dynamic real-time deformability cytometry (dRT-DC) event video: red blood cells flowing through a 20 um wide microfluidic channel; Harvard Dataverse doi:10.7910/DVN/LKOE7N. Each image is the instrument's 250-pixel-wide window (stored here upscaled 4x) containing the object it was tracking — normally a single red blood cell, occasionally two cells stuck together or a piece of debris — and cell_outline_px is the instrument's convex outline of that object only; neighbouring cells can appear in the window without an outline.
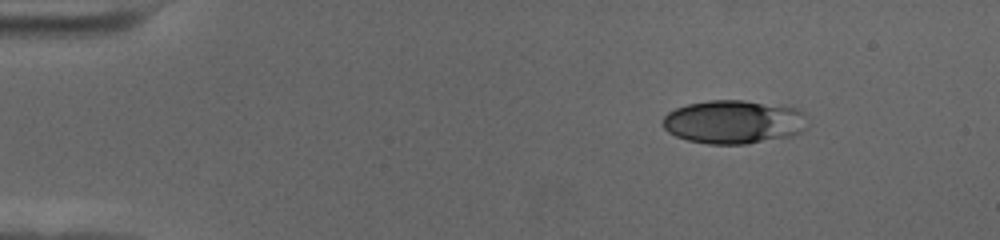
{"species": "human", "species_latin": "Homo sapiens", "temperature_condition": "cold", "stored_images_in_passage": 51, "camera_frame_rate_fps": 3000, "um_per_image_px": 0.085, "donor": {"sex": "female"}, "frame": {"image": 1, "passage_image": 1, "time_ms": 0.0, "image_size_px": [1000, 240], "cell_outline_px": [[800, 112], [796, 132], [780, 136], [744, 144], [712, 144], [688, 140], [676, 136], [668, 132], [664, 128], [664, 116], [668, 112], [676, 108], [688, 104], [712, 100], [740, 100], [792, 108]], "centroid_in_image_um": [62.11, 10.35], "position_along_channel_um": 22.9, "area_um2": 34.62}}
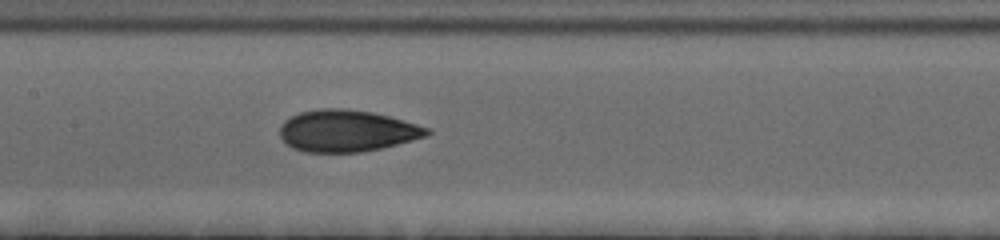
{"frame": {"image": 2, "passage_image": 22, "time_ms": 7.0, "image_size_px": [1000, 240], "cell_outline_px": [[432, 132], [424, 136], [396, 144], [380, 148], [360, 152], [308, 152], [292, 148], [280, 136], [280, 128], [284, 120], [300, 112], [324, 108], [336, 108], [372, 112], [388, 116], [416, 124], [428, 128]], "centroid_in_image_um": [29.45, 11.12], "position_along_channel_um": 178.0, "area_um2": 35.2}}
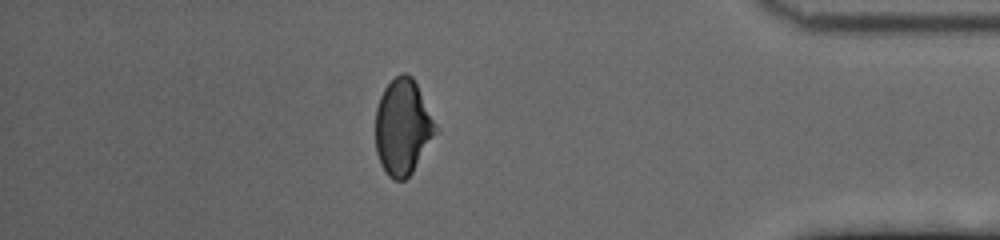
{"frame": {"image": 3, "passage_image": 44, "time_ms": 14.333, "image_size_px": [1000, 240], "cell_outline_px": [[440, 128], [412, 172], [404, 180], [392, 180], [388, 176], [380, 164], [376, 152], [376, 108], [380, 96], [384, 88], [396, 76], [404, 72], [412, 76]], "centroid_in_image_um": [34.25, 10.8], "position_along_channel_um": 400.9, "area_um2": 33.76}, "authors_computed_cell_mechanics": {"area_um2": 34.2176, "velocity_mm_per_s": 3.4853, "shape_relaxation_time_tau1_ms": null, "shape_relaxation_time_tau2_ms": 1.9721, "deformation_change_tau1": null, "deformation_change_tau2": 0.0698}}